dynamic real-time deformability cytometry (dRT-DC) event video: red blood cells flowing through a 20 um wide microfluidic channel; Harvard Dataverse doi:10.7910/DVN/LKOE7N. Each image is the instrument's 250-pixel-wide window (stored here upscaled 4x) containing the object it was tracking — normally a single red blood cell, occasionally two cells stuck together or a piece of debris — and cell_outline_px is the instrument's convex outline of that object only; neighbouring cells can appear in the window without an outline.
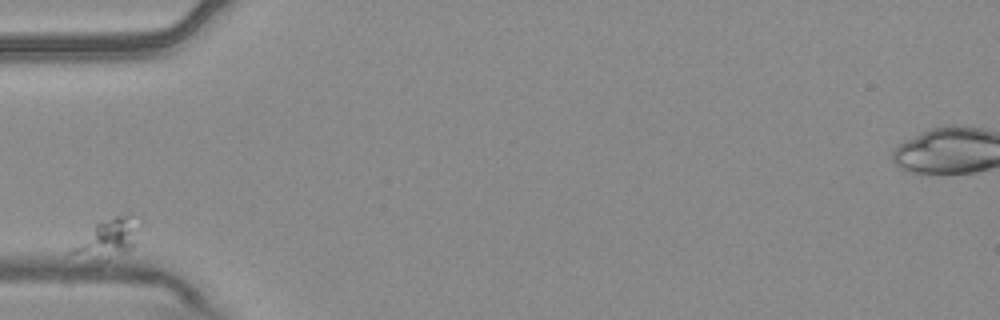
{"species": "common noctule bat (a hibernating species)", "species_latin": "Nyctalus noctula", "temperature_condition": "warm", "stored_images_in_passage": 3, "camera_frame_rate_fps": 3000, "um_per_image_px": 0.085, "animal": {"sex": "male", "body_mass_g": 20.4}, "frame": {"image": 1, "passage_image": 1, "time_ms": 0.0, "image_size_px": [1000, 320], "cell_outline_px": [[136, 244], [132, 248], [124, 252], [68, 252], [96, 224], [116, 216], [128, 212]], "centroid_in_image_um": [9.21, 20.12], "position_along_channel_um": 75.8, "area_um2": 11.85}}
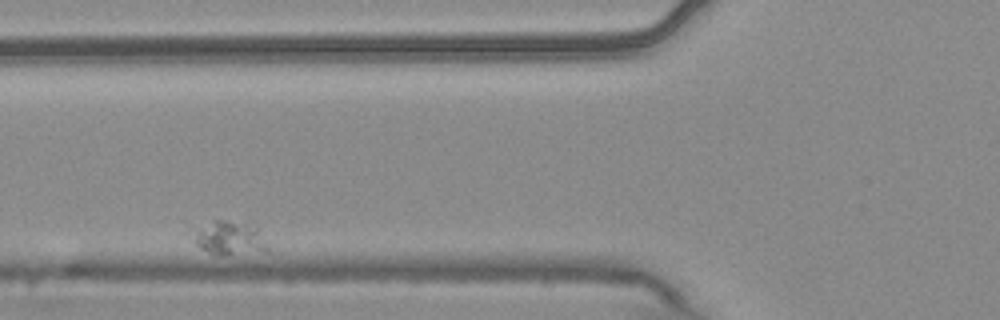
{"frame": {"image": 2, "passage_image": 2, "time_ms": 0.333, "image_size_px": [1000, 320], "cell_outline_px": [[268, 252], [216, 256], [200, 248], [196, 244], [192, 236], [212, 216], [244, 224], [256, 228]], "centroid_in_image_um": [19.42, 20.24], "position_along_channel_um": 106.4, "area_um2": 14.68}}
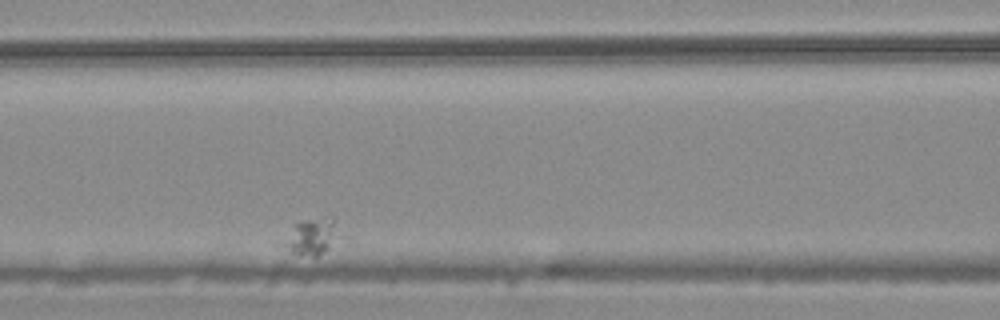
{"frame": {"image": 3, "passage_image": 3, "time_ms": 0.667, "image_size_px": [1000, 320], "cell_outline_px": [[332, 224], [328, 248], [316, 256], [312, 256], [292, 252], [284, 244], [292, 224], [304, 220], [332, 216]], "centroid_in_image_um": [26.34, 20.09], "position_along_channel_um": 140.3, "area_um2": 10.23}}